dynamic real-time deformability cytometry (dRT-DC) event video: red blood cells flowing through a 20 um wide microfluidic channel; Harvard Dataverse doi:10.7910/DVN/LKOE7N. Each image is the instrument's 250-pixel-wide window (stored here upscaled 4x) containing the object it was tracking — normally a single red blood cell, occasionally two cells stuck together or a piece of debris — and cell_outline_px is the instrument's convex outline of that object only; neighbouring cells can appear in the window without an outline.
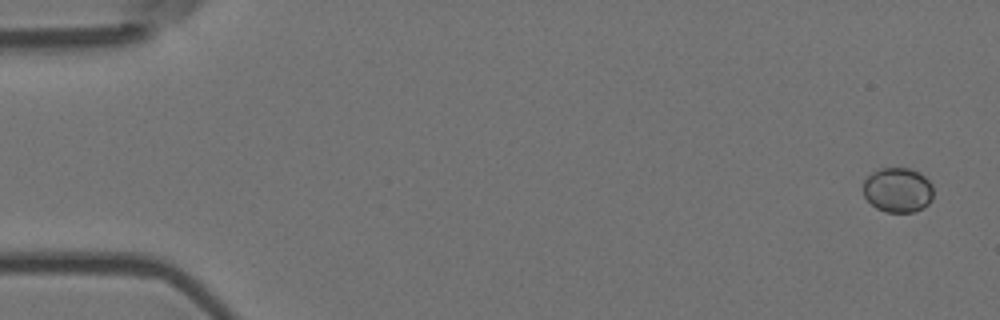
{"species": "Egyptian fruit bat (a non-hibernating species)", "species_latin": "Rousettus aegyptiacus", "temperature_condition": "room temperature", "stored_images_in_passage": 5, "camera_frame_rate_fps": 3000, "um_per_image_px": 0.085, "animal": {"sex": "female"}, "frame": {"image": 1, "passage_image": 1, "time_ms": 0.0, "image_size_px": [1000, 320], "cell_outline_px": [[932, 200], [924, 208], [912, 212], [884, 212], [876, 208], [864, 196], [864, 180], [872, 172], [880, 168], [908, 168], [920, 172], [932, 184]], "centroid_in_image_um": [76.32, 16.15], "position_along_channel_um": 8.7, "area_um2": 18.38}}
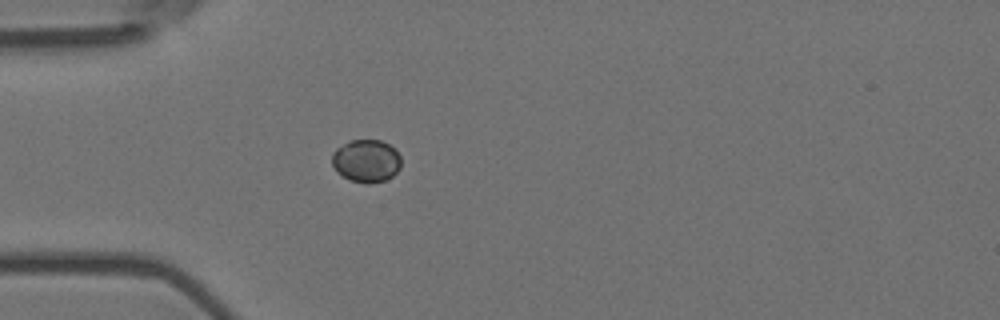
{"frame": {"image": 2, "passage_image": 5, "time_ms": 1.333, "image_size_px": [1000, 320], "cell_outline_px": [[400, 168], [392, 176], [384, 180], [368, 184], [364, 184], [352, 180], [336, 172], [332, 164], [332, 152], [336, 148], [352, 140], [380, 140], [396, 148], [400, 156]], "centroid_in_image_um": [31.13, 13.67], "position_along_channel_um": 53.9, "area_um2": 17.22}}